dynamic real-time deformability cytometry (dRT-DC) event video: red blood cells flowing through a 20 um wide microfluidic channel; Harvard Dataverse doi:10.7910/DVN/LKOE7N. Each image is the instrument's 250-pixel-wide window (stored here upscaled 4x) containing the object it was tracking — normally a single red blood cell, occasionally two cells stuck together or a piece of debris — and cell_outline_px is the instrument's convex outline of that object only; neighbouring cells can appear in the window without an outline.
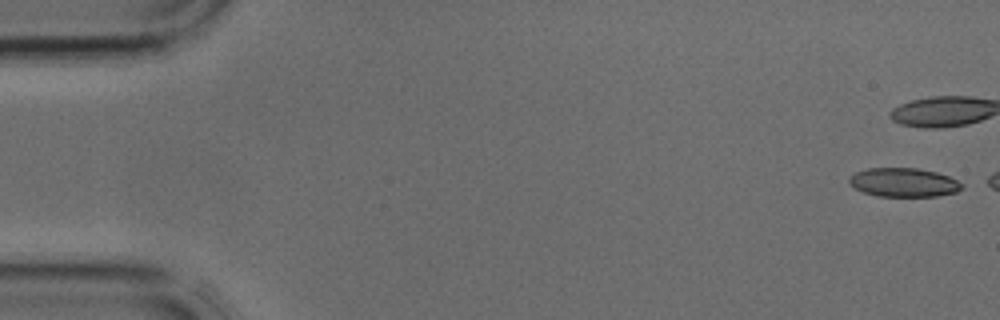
{"species": "common noctule bat (a hibernating species)", "species_latin": "Nyctalus noctula", "temperature_condition": "cold", "stored_images_in_passage": 3, "camera_frame_rate_fps": 3000, "um_per_image_px": 0.085, "animal": {"sex": "male", "body_mass_g": 17.9, "forearm_length_mm": 54.2}, "frame": {"image": 1, "passage_image": 1, "time_ms": 0.0, "image_size_px": [1000, 320], "cell_outline_px": [[964, 184], [956, 192], [936, 196], [876, 196], [864, 192], [848, 184], [848, 176], [856, 172], [868, 168], [916, 168], [936, 172], [948, 176]], "centroid_in_image_um": [76.77, 15.5], "position_along_channel_um": 8.2, "area_um2": 18.9}}